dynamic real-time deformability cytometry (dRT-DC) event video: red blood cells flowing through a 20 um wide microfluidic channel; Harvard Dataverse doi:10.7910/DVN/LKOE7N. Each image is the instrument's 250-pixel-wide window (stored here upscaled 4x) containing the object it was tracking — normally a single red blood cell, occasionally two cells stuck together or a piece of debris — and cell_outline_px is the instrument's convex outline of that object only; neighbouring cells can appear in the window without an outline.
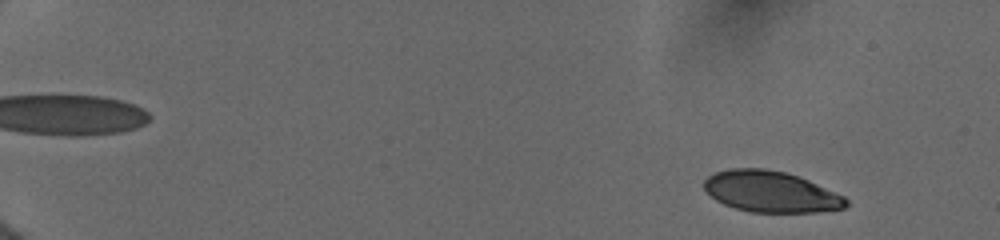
{"species": "human", "species_latin": "Homo sapiens", "temperature_condition": "cold", "stored_images_in_passage": 45, "camera_frame_rate_fps": 3000, "um_per_image_px": 0.085, "donor": {"sex": "female"}, "frame": {"image": 1, "passage_image": 12, "time_ms": 1.667, "image_size_px": [1000, 240], "cell_outline_px": [[848, 204], [844, 208], [816, 212], [752, 212], [736, 208], [724, 204], [716, 200], [704, 188], [704, 180], [712, 172], [728, 168], [764, 168], [784, 172], [808, 180], [844, 196], [848, 200]], "centroid_in_image_um": [65.49, 16.28], "position_along_channel_um": 19.5, "area_um2": 33.87}}
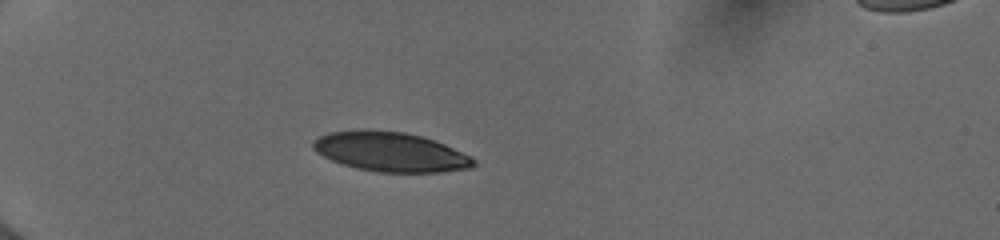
{"frame": {"image": 2, "passage_image": 39, "time_ms": 5.667, "image_size_px": [1000, 240], "cell_outline_px": [[476, 164], [472, 168], [440, 172], [376, 172], [356, 168], [332, 160], [316, 152], [312, 148], [312, 140], [328, 132], [364, 128], [404, 132], [436, 140], [472, 156], [476, 160]], "centroid_in_image_um": [33.2, 12.89], "position_along_channel_um": 51.8, "area_um2": 37.4}}